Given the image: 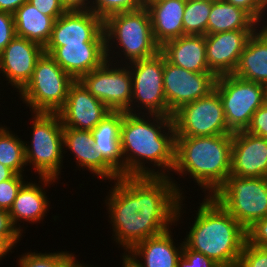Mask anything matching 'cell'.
Returning <instances> with one entry per match:
<instances>
[{"label":"cell","mask_w":267,"mask_h":267,"mask_svg":"<svg viewBox=\"0 0 267 267\" xmlns=\"http://www.w3.org/2000/svg\"><path fill=\"white\" fill-rule=\"evenodd\" d=\"M144 3L148 2V1H155V0H142Z\"/></svg>","instance_id":"obj_50"},{"label":"cell","mask_w":267,"mask_h":267,"mask_svg":"<svg viewBox=\"0 0 267 267\" xmlns=\"http://www.w3.org/2000/svg\"><path fill=\"white\" fill-rule=\"evenodd\" d=\"M66 11H88L91 10L92 0H60Z\"/></svg>","instance_id":"obj_42"},{"label":"cell","mask_w":267,"mask_h":267,"mask_svg":"<svg viewBox=\"0 0 267 267\" xmlns=\"http://www.w3.org/2000/svg\"><path fill=\"white\" fill-rule=\"evenodd\" d=\"M232 137L233 134L176 137L173 171L181 176L189 174L200 189L207 190V196H212L230 175Z\"/></svg>","instance_id":"obj_4"},{"label":"cell","mask_w":267,"mask_h":267,"mask_svg":"<svg viewBox=\"0 0 267 267\" xmlns=\"http://www.w3.org/2000/svg\"><path fill=\"white\" fill-rule=\"evenodd\" d=\"M183 245L184 242L180 243L178 247L175 246L172 232L169 229L138 243L128 254L142 267H177ZM139 258H141V262Z\"/></svg>","instance_id":"obj_23"},{"label":"cell","mask_w":267,"mask_h":267,"mask_svg":"<svg viewBox=\"0 0 267 267\" xmlns=\"http://www.w3.org/2000/svg\"><path fill=\"white\" fill-rule=\"evenodd\" d=\"M186 0H155L145 3L148 9L155 42H165L184 36L183 14Z\"/></svg>","instance_id":"obj_21"},{"label":"cell","mask_w":267,"mask_h":267,"mask_svg":"<svg viewBox=\"0 0 267 267\" xmlns=\"http://www.w3.org/2000/svg\"><path fill=\"white\" fill-rule=\"evenodd\" d=\"M16 36L12 13L0 11V53Z\"/></svg>","instance_id":"obj_38"},{"label":"cell","mask_w":267,"mask_h":267,"mask_svg":"<svg viewBox=\"0 0 267 267\" xmlns=\"http://www.w3.org/2000/svg\"><path fill=\"white\" fill-rule=\"evenodd\" d=\"M28 0H0V11L14 13L21 5Z\"/></svg>","instance_id":"obj_43"},{"label":"cell","mask_w":267,"mask_h":267,"mask_svg":"<svg viewBox=\"0 0 267 267\" xmlns=\"http://www.w3.org/2000/svg\"><path fill=\"white\" fill-rule=\"evenodd\" d=\"M233 75L267 87V34L261 28L247 41Z\"/></svg>","instance_id":"obj_26"},{"label":"cell","mask_w":267,"mask_h":267,"mask_svg":"<svg viewBox=\"0 0 267 267\" xmlns=\"http://www.w3.org/2000/svg\"><path fill=\"white\" fill-rule=\"evenodd\" d=\"M267 8V0H259Z\"/></svg>","instance_id":"obj_49"},{"label":"cell","mask_w":267,"mask_h":267,"mask_svg":"<svg viewBox=\"0 0 267 267\" xmlns=\"http://www.w3.org/2000/svg\"><path fill=\"white\" fill-rule=\"evenodd\" d=\"M246 230L267 216V178L229 175L211 196Z\"/></svg>","instance_id":"obj_8"},{"label":"cell","mask_w":267,"mask_h":267,"mask_svg":"<svg viewBox=\"0 0 267 267\" xmlns=\"http://www.w3.org/2000/svg\"><path fill=\"white\" fill-rule=\"evenodd\" d=\"M103 30L106 59L110 62H113L115 58L117 59V56L120 58V54L121 57L122 55L125 57L124 62L126 64L127 62L150 58L160 52V46L153 37L150 15L145 6L138 10L109 16L103 21ZM112 44H115L119 49V52H115L116 57L113 54L114 50L111 49L113 48Z\"/></svg>","instance_id":"obj_5"},{"label":"cell","mask_w":267,"mask_h":267,"mask_svg":"<svg viewBox=\"0 0 267 267\" xmlns=\"http://www.w3.org/2000/svg\"><path fill=\"white\" fill-rule=\"evenodd\" d=\"M31 144L24 142L26 165H33L39 183H55L63 166V125L58 113H32ZM28 143V144H27ZM29 163V164H28ZM53 181V182H52Z\"/></svg>","instance_id":"obj_6"},{"label":"cell","mask_w":267,"mask_h":267,"mask_svg":"<svg viewBox=\"0 0 267 267\" xmlns=\"http://www.w3.org/2000/svg\"><path fill=\"white\" fill-rule=\"evenodd\" d=\"M16 36L26 38L45 48L50 40L55 20L42 14L28 1L21 5L14 13Z\"/></svg>","instance_id":"obj_27"},{"label":"cell","mask_w":267,"mask_h":267,"mask_svg":"<svg viewBox=\"0 0 267 267\" xmlns=\"http://www.w3.org/2000/svg\"><path fill=\"white\" fill-rule=\"evenodd\" d=\"M145 115L123 111L120 143L124 158V176L169 177L174 169L176 149L172 116ZM148 161L154 168L158 167V170L149 168L148 165L146 167Z\"/></svg>","instance_id":"obj_2"},{"label":"cell","mask_w":267,"mask_h":267,"mask_svg":"<svg viewBox=\"0 0 267 267\" xmlns=\"http://www.w3.org/2000/svg\"><path fill=\"white\" fill-rule=\"evenodd\" d=\"M212 0H186L183 14L184 35H207Z\"/></svg>","instance_id":"obj_30"},{"label":"cell","mask_w":267,"mask_h":267,"mask_svg":"<svg viewBox=\"0 0 267 267\" xmlns=\"http://www.w3.org/2000/svg\"><path fill=\"white\" fill-rule=\"evenodd\" d=\"M8 129V130H7ZM0 125V163L16 174L23 175L26 165L24 141Z\"/></svg>","instance_id":"obj_29"},{"label":"cell","mask_w":267,"mask_h":267,"mask_svg":"<svg viewBox=\"0 0 267 267\" xmlns=\"http://www.w3.org/2000/svg\"><path fill=\"white\" fill-rule=\"evenodd\" d=\"M105 43L103 20L88 11H66L55 20L44 53L51 54L66 44Z\"/></svg>","instance_id":"obj_14"},{"label":"cell","mask_w":267,"mask_h":267,"mask_svg":"<svg viewBox=\"0 0 267 267\" xmlns=\"http://www.w3.org/2000/svg\"><path fill=\"white\" fill-rule=\"evenodd\" d=\"M42 185L26 181L19 189L9 215L13 226L21 233L20 222L40 223L46 216L50 204ZM19 225H18V224ZM19 227H18V226Z\"/></svg>","instance_id":"obj_25"},{"label":"cell","mask_w":267,"mask_h":267,"mask_svg":"<svg viewBox=\"0 0 267 267\" xmlns=\"http://www.w3.org/2000/svg\"><path fill=\"white\" fill-rule=\"evenodd\" d=\"M258 23L243 9L224 0H212L207 34L236 30H256Z\"/></svg>","instance_id":"obj_28"},{"label":"cell","mask_w":267,"mask_h":267,"mask_svg":"<svg viewBox=\"0 0 267 267\" xmlns=\"http://www.w3.org/2000/svg\"><path fill=\"white\" fill-rule=\"evenodd\" d=\"M23 179L21 174H15L11 179L0 182V209H11L19 189L26 182Z\"/></svg>","instance_id":"obj_34"},{"label":"cell","mask_w":267,"mask_h":267,"mask_svg":"<svg viewBox=\"0 0 267 267\" xmlns=\"http://www.w3.org/2000/svg\"><path fill=\"white\" fill-rule=\"evenodd\" d=\"M50 56L75 80L99 68L107 60L105 43L66 44L57 47Z\"/></svg>","instance_id":"obj_20"},{"label":"cell","mask_w":267,"mask_h":267,"mask_svg":"<svg viewBox=\"0 0 267 267\" xmlns=\"http://www.w3.org/2000/svg\"><path fill=\"white\" fill-rule=\"evenodd\" d=\"M237 267H267V248L255 246L246 240Z\"/></svg>","instance_id":"obj_33"},{"label":"cell","mask_w":267,"mask_h":267,"mask_svg":"<svg viewBox=\"0 0 267 267\" xmlns=\"http://www.w3.org/2000/svg\"><path fill=\"white\" fill-rule=\"evenodd\" d=\"M28 2L42 14L50 17H60L66 12L60 0H28Z\"/></svg>","instance_id":"obj_41"},{"label":"cell","mask_w":267,"mask_h":267,"mask_svg":"<svg viewBox=\"0 0 267 267\" xmlns=\"http://www.w3.org/2000/svg\"><path fill=\"white\" fill-rule=\"evenodd\" d=\"M123 111H110L91 131L94 148L121 175L124 176V158L121 151L120 128Z\"/></svg>","instance_id":"obj_24"},{"label":"cell","mask_w":267,"mask_h":267,"mask_svg":"<svg viewBox=\"0 0 267 267\" xmlns=\"http://www.w3.org/2000/svg\"><path fill=\"white\" fill-rule=\"evenodd\" d=\"M221 98L232 133L246 131L253 113L267 101V87L233 74L219 76L214 88Z\"/></svg>","instance_id":"obj_9"},{"label":"cell","mask_w":267,"mask_h":267,"mask_svg":"<svg viewBox=\"0 0 267 267\" xmlns=\"http://www.w3.org/2000/svg\"><path fill=\"white\" fill-rule=\"evenodd\" d=\"M246 232L250 244L267 248V216L256 221Z\"/></svg>","instance_id":"obj_40"},{"label":"cell","mask_w":267,"mask_h":267,"mask_svg":"<svg viewBox=\"0 0 267 267\" xmlns=\"http://www.w3.org/2000/svg\"><path fill=\"white\" fill-rule=\"evenodd\" d=\"M9 252L12 253L1 241H0V260L5 257ZM5 255V256H4Z\"/></svg>","instance_id":"obj_46"},{"label":"cell","mask_w":267,"mask_h":267,"mask_svg":"<svg viewBox=\"0 0 267 267\" xmlns=\"http://www.w3.org/2000/svg\"><path fill=\"white\" fill-rule=\"evenodd\" d=\"M267 24V23H266ZM264 25L263 26V24H262V26L261 27H259V28H262V30L267 34V25Z\"/></svg>","instance_id":"obj_48"},{"label":"cell","mask_w":267,"mask_h":267,"mask_svg":"<svg viewBox=\"0 0 267 267\" xmlns=\"http://www.w3.org/2000/svg\"><path fill=\"white\" fill-rule=\"evenodd\" d=\"M114 181L105 203L114 241L126 253L181 218L183 192L170 176H121Z\"/></svg>","instance_id":"obj_1"},{"label":"cell","mask_w":267,"mask_h":267,"mask_svg":"<svg viewBox=\"0 0 267 267\" xmlns=\"http://www.w3.org/2000/svg\"><path fill=\"white\" fill-rule=\"evenodd\" d=\"M165 59L195 73L211 72L206 59L205 35H184L160 47Z\"/></svg>","instance_id":"obj_22"},{"label":"cell","mask_w":267,"mask_h":267,"mask_svg":"<svg viewBox=\"0 0 267 267\" xmlns=\"http://www.w3.org/2000/svg\"><path fill=\"white\" fill-rule=\"evenodd\" d=\"M176 137L233 134L225 119L223 104L214 89L207 96L182 105L173 115Z\"/></svg>","instance_id":"obj_10"},{"label":"cell","mask_w":267,"mask_h":267,"mask_svg":"<svg viewBox=\"0 0 267 267\" xmlns=\"http://www.w3.org/2000/svg\"><path fill=\"white\" fill-rule=\"evenodd\" d=\"M16 173L0 163V182L11 179Z\"/></svg>","instance_id":"obj_44"},{"label":"cell","mask_w":267,"mask_h":267,"mask_svg":"<svg viewBox=\"0 0 267 267\" xmlns=\"http://www.w3.org/2000/svg\"><path fill=\"white\" fill-rule=\"evenodd\" d=\"M71 267H90V265L87 266L86 264L84 265L76 261Z\"/></svg>","instance_id":"obj_47"},{"label":"cell","mask_w":267,"mask_h":267,"mask_svg":"<svg viewBox=\"0 0 267 267\" xmlns=\"http://www.w3.org/2000/svg\"><path fill=\"white\" fill-rule=\"evenodd\" d=\"M43 53L44 48L39 44L15 36L0 53V73L20 92L30 81L36 62Z\"/></svg>","instance_id":"obj_16"},{"label":"cell","mask_w":267,"mask_h":267,"mask_svg":"<svg viewBox=\"0 0 267 267\" xmlns=\"http://www.w3.org/2000/svg\"><path fill=\"white\" fill-rule=\"evenodd\" d=\"M230 174L267 178V139L247 131L233 133Z\"/></svg>","instance_id":"obj_18"},{"label":"cell","mask_w":267,"mask_h":267,"mask_svg":"<svg viewBox=\"0 0 267 267\" xmlns=\"http://www.w3.org/2000/svg\"><path fill=\"white\" fill-rule=\"evenodd\" d=\"M217 77L212 72L195 73L169 63L164 57L163 86L167 116L182 105L207 96L215 88Z\"/></svg>","instance_id":"obj_13"},{"label":"cell","mask_w":267,"mask_h":267,"mask_svg":"<svg viewBox=\"0 0 267 267\" xmlns=\"http://www.w3.org/2000/svg\"><path fill=\"white\" fill-rule=\"evenodd\" d=\"M228 3H231L232 5L239 7L246 11L257 23L258 25L261 26V21L263 18L262 22H267L264 21V13L265 10L267 9L259 0H224Z\"/></svg>","instance_id":"obj_39"},{"label":"cell","mask_w":267,"mask_h":267,"mask_svg":"<svg viewBox=\"0 0 267 267\" xmlns=\"http://www.w3.org/2000/svg\"><path fill=\"white\" fill-rule=\"evenodd\" d=\"M18 259L19 267H71L77 260L76 255L67 251L36 253L26 252Z\"/></svg>","instance_id":"obj_31"},{"label":"cell","mask_w":267,"mask_h":267,"mask_svg":"<svg viewBox=\"0 0 267 267\" xmlns=\"http://www.w3.org/2000/svg\"><path fill=\"white\" fill-rule=\"evenodd\" d=\"M255 30H236L205 35L206 59L216 76L234 73L247 41Z\"/></svg>","instance_id":"obj_17"},{"label":"cell","mask_w":267,"mask_h":267,"mask_svg":"<svg viewBox=\"0 0 267 267\" xmlns=\"http://www.w3.org/2000/svg\"><path fill=\"white\" fill-rule=\"evenodd\" d=\"M120 65L106 60L99 68L84 74L79 81L111 111L130 113L131 72L127 64Z\"/></svg>","instance_id":"obj_12"},{"label":"cell","mask_w":267,"mask_h":267,"mask_svg":"<svg viewBox=\"0 0 267 267\" xmlns=\"http://www.w3.org/2000/svg\"><path fill=\"white\" fill-rule=\"evenodd\" d=\"M122 267H142L134 258H132L128 253H123L122 255Z\"/></svg>","instance_id":"obj_45"},{"label":"cell","mask_w":267,"mask_h":267,"mask_svg":"<svg viewBox=\"0 0 267 267\" xmlns=\"http://www.w3.org/2000/svg\"><path fill=\"white\" fill-rule=\"evenodd\" d=\"M75 79L46 53L37 60L33 75L19 92L32 113H58Z\"/></svg>","instance_id":"obj_7"},{"label":"cell","mask_w":267,"mask_h":267,"mask_svg":"<svg viewBox=\"0 0 267 267\" xmlns=\"http://www.w3.org/2000/svg\"><path fill=\"white\" fill-rule=\"evenodd\" d=\"M94 143L91 131L63 127V147L75 155L80 168H86L102 181L117 180L121 175L95 150Z\"/></svg>","instance_id":"obj_19"},{"label":"cell","mask_w":267,"mask_h":267,"mask_svg":"<svg viewBox=\"0 0 267 267\" xmlns=\"http://www.w3.org/2000/svg\"><path fill=\"white\" fill-rule=\"evenodd\" d=\"M110 111L79 80H75L58 114L63 127L92 131Z\"/></svg>","instance_id":"obj_15"},{"label":"cell","mask_w":267,"mask_h":267,"mask_svg":"<svg viewBox=\"0 0 267 267\" xmlns=\"http://www.w3.org/2000/svg\"><path fill=\"white\" fill-rule=\"evenodd\" d=\"M144 6L142 0H92L91 11L104 21L111 15L138 10Z\"/></svg>","instance_id":"obj_32"},{"label":"cell","mask_w":267,"mask_h":267,"mask_svg":"<svg viewBox=\"0 0 267 267\" xmlns=\"http://www.w3.org/2000/svg\"><path fill=\"white\" fill-rule=\"evenodd\" d=\"M246 131L252 135L267 139V101L253 113Z\"/></svg>","instance_id":"obj_37"},{"label":"cell","mask_w":267,"mask_h":267,"mask_svg":"<svg viewBox=\"0 0 267 267\" xmlns=\"http://www.w3.org/2000/svg\"><path fill=\"white\" fill-rule=\"evenodd\" d=\"M177 267H220L204 254L189 249L185 244L181 256L178 258Z\"/></svg>","instance_id":"obj_36"},{"label":"cell","mask_w":267,"mask_h":267,"mask_svg":"<svg viewBox=\"0 0 267 267\" xmlns=\"http://www.w3.org/2000/svg\"><path fill=\"white\" fill-rule=\"evenodd\" d=\"M184 244L220 267H237L246 229L211 196H204Z\"/></svg>","instance_id":"obj_3"},{"label":"cell","mask_w":267,"mask_h":267,"mask_svg":"<svg viewBox=\"0 0 267 267\" xmlns=\"http://www.w3.org/2000/svg\"><path fill=\"white\" fill-rule=\"evenodd\" d=\"M21 235L22 233L13 226L9 211L0 209V241L11 251Z\"/></svg>","instance_id":"obj_35"},{"label":"cell","mask_w":267,"mask_h":267,"mask_svg":"<svg viewBox=\"0 0 267 267\" xmlns=\"http://www.w3.org/2000/svg\"><path fill=\"white\" fill-rule=\"evenodd\" d=\"M127 65L132 78L130 113L142 114L140 110L143 108V114L147 111V114L167 116V101L163 86L164 55L158 52L155 56ZM136 107L137 111L134 110Z\"/></svg>","instance_id":"obj_11"}]
</instances>
